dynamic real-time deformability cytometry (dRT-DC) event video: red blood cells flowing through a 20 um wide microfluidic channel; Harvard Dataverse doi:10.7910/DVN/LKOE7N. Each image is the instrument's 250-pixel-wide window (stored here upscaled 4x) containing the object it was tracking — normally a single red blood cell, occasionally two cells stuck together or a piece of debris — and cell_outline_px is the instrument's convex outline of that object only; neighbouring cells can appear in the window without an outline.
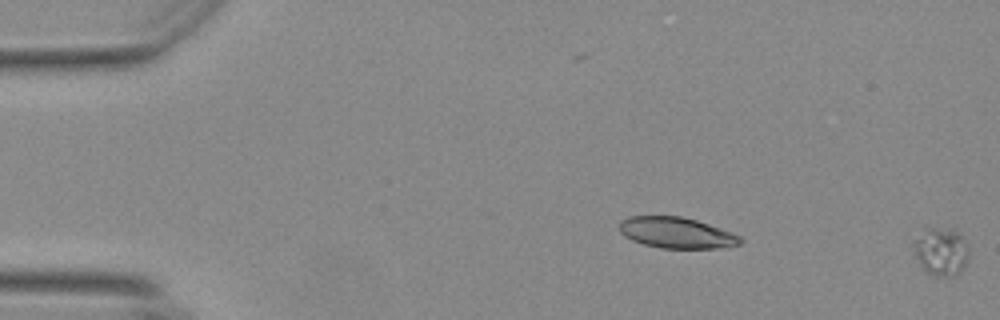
{"species": "Egyptian fruit bat (a non-hibernating species)", "species_latin": "Rousettus aegyptiacus", "temperature_condition": "warm", "stored_images_in_passage": 6, "segment_of_instrument_passage": [2, 2], "camera_frame_rate_fps": 3000, "um_per_image_px": 0.085, "animal": {"sex": "female"}, "frame": {"image": 1, "passage_image": 6, "time_ms": 1.667, "image_size_px": [1000, 320], "cell_outline_px": [[968, 260], [960, 272], [952, 276], [940, 276], [928, 272], [920, 264], [912, 248], [912, 244], [928, 228], [956, 228], [960, 232], [968, 248]], "centroid_in_image_um": [80.03, 21.36], "position_along_channel_um": 5.0, "area_um2": 15.26}}